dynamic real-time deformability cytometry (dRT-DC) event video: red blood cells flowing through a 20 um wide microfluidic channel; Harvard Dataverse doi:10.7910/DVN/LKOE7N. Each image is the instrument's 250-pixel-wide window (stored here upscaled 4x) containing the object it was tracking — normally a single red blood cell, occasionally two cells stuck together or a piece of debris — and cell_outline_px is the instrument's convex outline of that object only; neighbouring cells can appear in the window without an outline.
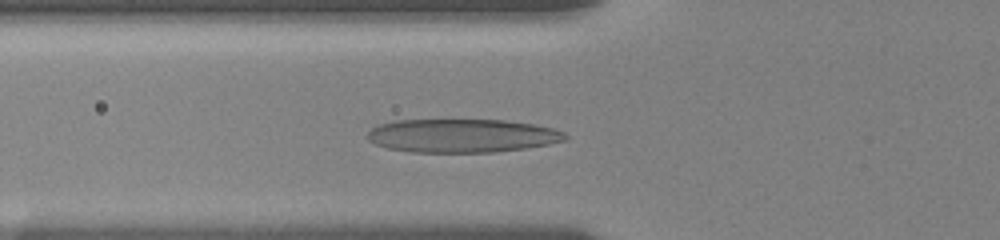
{"species": "human", "species_latin": "Homo sapiens", "temperature_condition": "room temperature", "stored_images_in_passage": 10, "camera_frame_rate_fps": 3000, "um_per_image_px": 0.085, "donor": {"sex": "female"}, "frame": {"image": 1, "passage_image": 6, "time_ms": 3.667, "image_size_px": [1000, 240], "cell_outline_px": [[568, 136], [564, 140], [548, 144], [524, 148], [492, 152], [412, 152], [388, 148], [376, 144], [368, 140], [364, 136], [372, 128], [380, 124], [396, 120], [504, 120], [536, 124], [552, 128], [564, 132]], "centroid_in_image_um": [39.25, 11.53], "position_along_channel_um": 86.5, "area_um2": 38.55}}
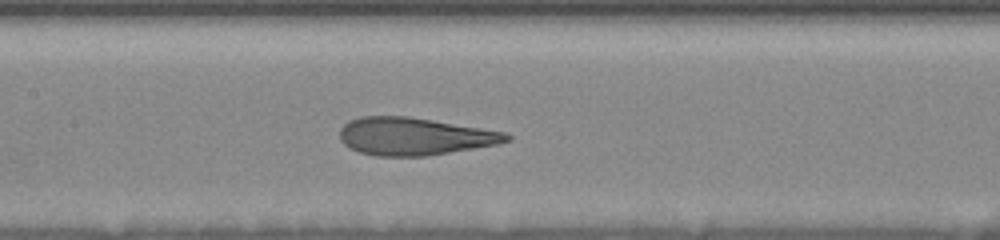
{"frame": {"image": 2, "passage_image": 9, "time_ms": 6.0, "image_size_px": [1000, 240], "cell_outline_px": [[512, 140], [496, 144], [428, 156], [376, 156], [360, 152], [348, 148], [340, 140], [340, 128], [348, 120], [360, 116], [408, 116], [508, 132], [512, 136]], "centroid_in_image_um": [35.21, 11.58], "position_along_channel_um": 172.2, "area_um2": 36.76}}